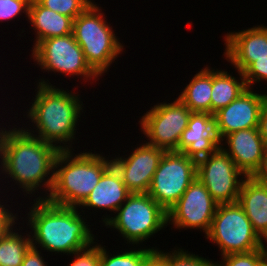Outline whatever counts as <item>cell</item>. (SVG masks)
<instances>
[{"mask_svg":"<svg viewBox=\"0 0 267 266\" xmlns=\"http://www.w3.org/2000/svg\"><path fill=\"white\" fill-rule=\"evenodd\" d=\"M15 127L0 128V172L5 178L7 174L10 181L15 180L26 196L44 188L45 196L35 199H46L53 186L54 164L60 151L23 127Z\"/></svg>","mask_w":267,"mask_h":266,"instance_id":"cell-1","label":"cell"},{"mask_svg":"<svg viewBox=\"0 0 267 266\" xmlns=\"http://www.w3.org/2000/svg\"><path fill=\"white\" fill-rule=\"evenodd\" d=\"M33 201L27 213L33 247L71 256L94 244L95 235L78 207L60 206L46 199Z\"/></svg>","mask_w":267,"mask_h":266,"instance_id":"cell-2","label":"cell"},{"mask_svg":"<svg viewBox=\"0 0 267 266\" xmlns=\"http://www.w3.org/2000/svg\"><path fill=\"white\" fill-rule=\"evenodd\" d=\"M48 81L44 78L38 80L34 102L26 112L27 118L33 126L35 124L36 130L24 129L28 133L33 132V135L59 151L72 150L71 142L75 140V128L78 118L81 117L79 115H82L83 102L80 101L78 92L68 93L67 90L57 88Z\"/></svg>","mask_w":267,"mask_h":266,"instance_id":"cell-3","label":"cell"},{"mask_svg":"<svg viewBox=\"0 0 267 266\" xmlns=\"http://www.w3.org/2000/svg\"><path fill=\"white\" fill-rule=\"evenodd\" d=\"M93 152L60 151L54 164V181L46 200L56 205L79 207L102 174L112 165V159ZM75 154V155H74Z\"/></svg>","mask_w":267,"mask_h":266,"instance_id":"cell-4","label":"cell"},{"mask_svg":"<svg viewBox=\"0 0 267 266\" xmlns=\"http://www.w3.org/2000/svg\"><path fill=\"white\" fill-rule=\"evenodd\" d=\"M104 14L101 7L93 2L73 20L75 40L80 45L87 64L100 77L124 49Z\"/></svg>","mask_w":267,"mask_h":266,"instance_id":"cell-5","label":"cell"},{"mask_svg":"<svg viewBox=\"0 0 267 266\" xmlns=\"http://www.w3.org/2000/svg\"><path fill=\"white\" fill-rule=\"evenodd\" d=\"M116 213L114 217L102 216V223L116 229L133 246L168 225L167 212L148 193H131Z\"/></svg>","mask_w":267,"mask_h":266,"instance_id":"cell-6","label":"cell"},{"mask_svg":"<svg viewBox=\"0 0 267 266\" xmlns=\"http://www.w3.org/2000/svg\"><path fill=\"white\" fill-rule=\"evenodd\" d=\"M205 237L220 248L221 256L247 253L266 246L237 202L217 205Z\"/></svg>","mask_w":267,"mask_h":266,"instance_id":"cell-7","label":"cell"},{"mask_svg":"<svg viewBox=\"0 0 267 266\" xmlns=\"http://www.w3.org/2000/svg\"><path fill=\"white\" fill-rule=\"evenodd\" d=\"M197 161L183 152L165 151L148 194L168 212L197 177Z\"/></svg>","mask_w":267,"mask_h":266,"instance_id":"cell-8","label":"cell"},{"mask_svg":"<svg viewBox=\"0 0 267 266\" xmlns=\"http://www.w3.org/2000/svg\"><path fill=\"white\" fill-rule=\"evenodd\" d=\"M192 112L177 97L170 103H158L141 117L140 129L147 144L165 151H177L183 131Z\"/></svg>","mask_w":267,"mask_h":266,"instance_id":"cell-9","label":"cell"},{"mask_svg":"<svg viewBox=\"0 0 267 266\" xmlns=\"http://www.w3.org/2000/svg\"><path fill=\"white\" fill-rule=\"evenodd\" d=\"M32 51L33 60L45 72L83 77V81H98L99 76L87 64L73 33L42 40ZM92 78V79H91ZM98 78V79H97ZM97 79V80H96Z\"/></svg>","mask_w":267,"mask_h":266,"instance_id":"cell-10","label":"cell"},{"mask_svg":"<svg viewBox=\"0 0 267 266\" xmlns=\"http://www.w3.org/2000/svg\"><path fill=\"white\" fill-rule=\"evenodd\" d=\"M196 176L218 205L236 203L247 177L222 147L197 161Z\"/></svg>","mask_w":267,"mask_h":266,"instance_id":"cell-11","label":"cell"},{"mask_svg":"<svg viewBox=\"0 0 267 266\" xmlns=\"http://www.w3.org/2000/svg\"><path fill=\"white\" fill-rule=\"evenodd\" d=\"M217 203L207 188L196 177L177 203L167 212L168 225L174 228L202 229L205 236L210 231Z\"/></svg>","mask_w":267,"mask_h":266,"instance_id":"cell-12","label":"cell"},{"mask_svg":"<svg viewBox=\"0 0 267 266\" xmlns=\"http://www.w3.org/2000/svg\"><path fill=\"white\" fill-rule=\"evenodd\" d=\"M141 145V146H140ZM128 157H115L112 164L120 172L131 193H148L152 178L165 150L142 143Z\"/></svg>","mask_w":267,"mask_h":266,"instance_id":"cell-13","label":"cell"},{"mask_svg":"<svg viewBox=\"0 0 267 266\" xmlns=\"http://www.w3.org/2000/svg\"><path fill=\"white\" fill-rule=\"evenodd\" d=\"M266 101V92L259 94L247 88L238 98L217 111L214 116L220 139L239 130L258 128L261 109Z\"/></svg>","mask_w":267,"mask_h":266,"instance_id":"cell-14","label":"cell"},{"mask_svg":"<svg viewBox=\"0 0 267 266\" xmlns=\"http://www.w3.org/2000/svg\"><path fill=\"white\" fill-rule=\"evenodd\" d=\"M222 147L215 116L210 113L192 112L187 128L181 134L178 152H183L196 161Z\"/></svg>","mask_w":267,"mask_h":266,"instance_id":"cell-15","label":"cell"},{"mask_svg":"<svg viewBox=\"0 0 267 266\" xmlns=\"http://www.w3.org/2000/svg\"><path fill=\"white\" fill-rule=\"evenodd\" d=\"M224 39L226 60L242 73L257 59L267 58V26L227 32Z\"/></svg>","mask_w":267,"mask_h":266,"instance_id":"cell-16","label":"cell"},{"mask_svg":"<svg viewBox=\"0 0 267 266\" xmlns=\"http://www.w3.org/2000/svg\"><path fill=\"white\" fill-rule=\"evenodd\" d=\"M224 140L228 148L222 143L223 150L246 176H251L259 167L266 147L258 128L233 132L226 135L222 142Z\"/></svg>","mask_w":267,"mask_h":266,"instance_id":"cell-17","label":"cell"},{"mask_svg":"<svg viewBox=\"0 0 267 266\" xmlns=\"http://www.w3.org/2000/svg\"><path fill=\"white\" fill-rule=\"evenodd\" d=\"M131 192L125 186L120 172L112 164L101 176L98 184L94 187L79 208L88 210H108L114 212L127 200ZM90 209H89V208Z\"/></svg>","mask_w":267,"mask_h":266,"instance_id":"cell-18","label":"cell"},{"mask_svg":"<svg viewBox=\"0 0 267 266\" xmlns=\"http://www.w3.org/2000/svg\"><path fill=\"white\" fill-rule=\"evenodd\" d=\"M237 203L243 208L255 232L267 243V186L247 176Z\"/></svg>","mask_w":267,"mask_h":266,"instance_id":"cell-19","label":"cell"},{"mask_svg":"<svg viewBox=\"0 0 267 266\" xmlns=\"http://www.w3.org/2000/svg\"><path fill=\"white\" fill-rule=\"evenodd\" d=\"M29 22L35 31V43L32 50L47 38L73 33V19L42 6L37 0H31Z\"/></svg>","mask_w":267,"mask_h":266,"instance_id":"cell-20","label":"cell"},{"mask_svg":"<svg viewBox=\"0 0 267 266\" xmlns=\"http://www.w3.org/2000/svg\"><path fill=\"white\" fill-rule=\"evenodd\" d=\"M237 72L240 81L228 71L212 70L211 114L230 104L248 88L243 73Z\"/></svg>","mask_w":267,"mask_h":266,"instance_id":"cell-21","label":"cell"},{"mask_svg":"<svg viewBox=\"0 0 267 266\" xmlns=\"http://www.w3.org/2000/svg\"><path fill=\"white\" fill-rule=\"evenodd\" d=\"M212 69L202 68L178 96L191 112L211 114Z\"/></svg>","mask_w":267,"mask_h":266,"instance_id":"cell-22","label":"cell"},{"mask_svg":"<svg viewBox=\"0 0 267 266\" xmlns=\"http://www.w3.org/2000/svg\"><path fill=\"white\" fill-rule=\"evenodd\" d=\"M15 228L0 240V266H21L25 254L32 246L30 232L24 236V232L18 234V228Z\"/></svg>","mask_w":267,"mask_h":266,"instance_id":"cell-23","label":"cell"},{"mask_svg":"<svg viewBox=\"0 0 267 266\" xmlns=\"http://www.w3.org/2000/svg\"><path fill=\"white\" fill-rule=\"evenodd\" d=\"M100 244V266H143L147 256L157 247L152 248H136L130 249L127 252L121 250V253L109 255L110 253Z\"/></svg>","mask_w":267,"mask_h":266,"instance_id":"cell-24","label":"cell"},{"mask_svg":"<svg viewBox=\"0 0 267 266\" xmlns=\"http://www.w3.org/2000/svg\"><path fill=\"white\" fill-rule=\"evenodd\" d=\"M221 257L222 261H217L216 266H262L267 260V246L247 253H232Z\"/></svg>","mask_w":267,"mask_h":266,"instance_id":"cell-25","label":"cell"},{"mask_svg":"<svg viewBox=\"0 0 267 266\" xmlns=\"http://www.w3.org/2000/svg\"><path fill=\"white\" fill-rule=\"evenodd\" d=\"M47 9L58 12L73 20L83 13L92 3V0H37Z\"/></svg>","mask_w":267,"mask_h":266,"instance_id":"cell-26","label":"cell"},{"mask_svg":"<svg viewBox=\"0 0 267 266\" xmlns=\"http://www.w3.org/2000/svg\"><path fill=\"white\" fill-rule=\"evenodd\" d=\"M213 262L181 248L168 252V266H216Z\"/></svg>","mask_w":267,"mask_h":266,"instance_id":"cell-27","label":"cell"},{"mask_svg":"<svg viewBox=\"0 0 267 266\" xmlns=\"http://www.w3.org/2000/svg\"><path fill=\"white\" fill-rule=\"evenodd\" d=\"M31 0H0V21H9L24 13L29 19Z\"/></svg>","mask_w":267,"mask_h":266,"instance_id":"cell-28","label":"cell"},{"mask_svg":"<svg viewBox=\"0 0 267 266\" xmlns=\"http://www.w3.org/2000/svg\"><path fill=\"white\" fill-rule=\"evenodd\" d=\"M73 255L72 258L75 259L67 266H100V244L97 242L83 250L74 252Z\"/></svg>","mask_w":267,"mask_h":266,"instance_id":"cell-29","label":"cell"},{"mask_svg":"<svg viewBox=\"0 0 267 266\" xmlns=\"http://www.w3.org/2000/svg\"><path fill=\"white\" fill-rule=\"evenodd\" d=\"M243 76L248 88H253V85L257 82H261V80L267 81V58L257 59L254 61L243 72Z\"/></svg>","mask_w":267,"mask_h":266,"instance_id":"cell-30","label":"cell"},{"mask_svg":"<svg viewBox=\"0 0 267 266\" xmlns=\"http://www.w3.org/2000/svg\"><path fill=\"white\" fill-rule=\"evenodd\" d=\"M0 201V240L14 228L15 223L17 224V216L12 213L9 209H6L5 204L2 205Z\"/></svg>","mask_w":267,"mask_h":266,"instance_id":"cell-31","label":"cell"},{"mask_svg":"<svg viewBox=\"0 0 267 266\" xmlns=\"http://www.w3.org/2000/svg\"><path fill=\"white\" fill-rule=\"evenodd\" d=\"M143 266H168V252L153 250L145 259Z\"/></svg>","mask_w":267,"mask_h":266,"instance_id":"cell-32","label":"cell"},{"mask_svg":"<svg viewBox=\"0 0 267 266\" xmlns=\"http://www.w3.org/2000/svg\"><path fill=\"white\" fill-rule=\"evenodd\" d=\"M40 250L31 246L25 254L24 260L21 266H47L46 261L41 256Z\"/></svg>","mask_w":267,"mask_h":266,"instance_id":"cell-33","label":"cell"},{"mask_svg":"<svg viewBox=\"0 0 267 266\" xmlns=\"http://www.w3.org/2000/svg\"><path fill=\"white\" fill-rule=\"evenodd\" d=\"M250 177L260 184L267 186V147H265L259 167Z\"/></svg>","mask_w":267,"mask_h":266,"instance_id":"cell-34","label":"cell"},{"mask_svg":"<svg viewBox=\"0 0 267 266\" xmlns=\"http://www.w3.org/2000/svg\"><path fill=\"white\" fill-rule=\"evenodd\" d=\"M258 130L267 147V101L261 109Z\"/></svg>","mask_w":267,"mask_h":266,"instance_id":"cell-35","label":"cell"},{"mask_svg":"<svg viewBox=\"0 0 267 266\" xmlns=\"http://www.w3.org/2000/svg\"><path fill=\"white\" fill-rule=\"evenodd\" d=\"M262 266H267V260L262 264Z\"/></svg>","mask_w":267,"mask_h":266,"instance_id":"cell-36","label":"cell"}]
</instances>
